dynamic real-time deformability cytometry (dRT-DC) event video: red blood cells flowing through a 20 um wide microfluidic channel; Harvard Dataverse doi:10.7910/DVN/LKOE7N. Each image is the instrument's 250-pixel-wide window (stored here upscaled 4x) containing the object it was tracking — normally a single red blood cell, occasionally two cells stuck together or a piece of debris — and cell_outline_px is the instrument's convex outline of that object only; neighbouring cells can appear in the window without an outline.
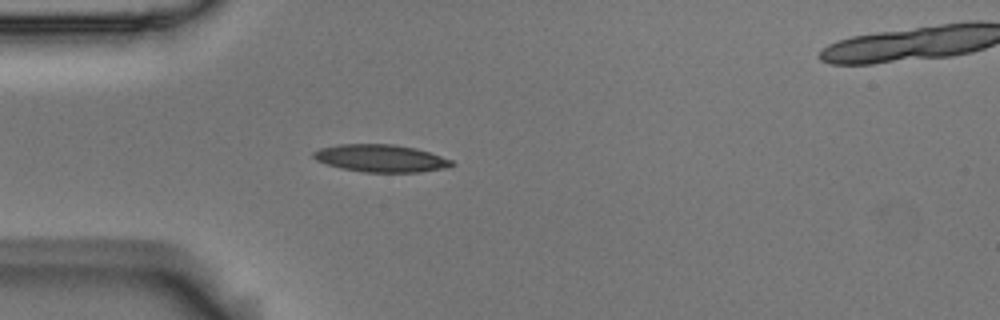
{"species": "Egyptian fruit bat (a non-hibernating species)", "species_latin": "Rousettus aegyptiacus", "temperature_condition": "room temperature", "stored_images_in_passage": 2, "camera_frame_rate_fps": 3000, "um_per_image_px": 0.085, "animal": {"sex": "male"}, "frame": {"image": 1, "passage_image": 1, "time_ms": 0.0, "image_size_px": [1000, 320], "cell_outline_px": [[456, 164], [448, 168], [420, 172], [364, 172], [340, 168], [316, 160], [312, 156], [312, 152], [320, 148], [340, 144], [392, 144], [416, 148], [452, 160]], "centroid_in_image_um": [32.38, 13.46], "position_along_channel_um": 52.6, "area_um2": 22.14}}